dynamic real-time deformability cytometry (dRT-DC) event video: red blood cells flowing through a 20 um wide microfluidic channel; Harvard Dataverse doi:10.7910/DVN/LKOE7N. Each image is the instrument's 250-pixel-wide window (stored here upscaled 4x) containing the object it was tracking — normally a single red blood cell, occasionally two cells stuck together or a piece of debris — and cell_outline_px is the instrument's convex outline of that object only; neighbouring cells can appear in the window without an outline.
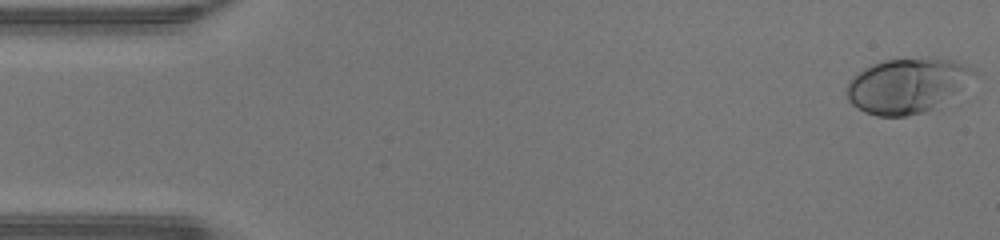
{"species": "human", "species_latin": "Homo sapiens", "temperature_condition": "warm", "stored_images_in_passage": 47, "camera_frame_rate_fps": 3000, "um_per_image_px": 0.085, "donor": {"sex": "male"}, "frame": {"image": 1, "passage_image": 1, "time_ms": 0.0, "image_size_px": [1000, 240], "cell_outline_px": [[976, 72], [940, 108], [928, 112], [904, 116], [876, 116], [864, 112], [852, 104], [848, 100], [848, 80], [864, 68], [872, 64], [884, 60], [928, 56], [948, 60], [960, 64]], "centroid_in_image_um": [77.06, 7.28], "position_along_channel_um": 7.9, "area_um2": 40.58}}
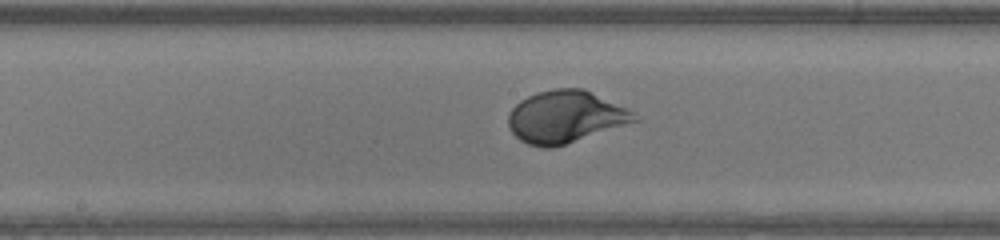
{"frame": {"image": 2, "passage_image": 24, "time_ms": 7.667, "image_size_px": [1000, 240], "cell_outline_px": [[640, 120], [552, 148], [544, 148], [528, 144], [520, 140], [512, 132], [508, 124], [508, 116], [512, 108], [520, 100], [536, 92], [552, 88], [584, 88], [628, 108]], "centroid_in_image_um": [48.05, 9.91], "position_along_channel_um": 200.2, "area_um2": 38.26}}
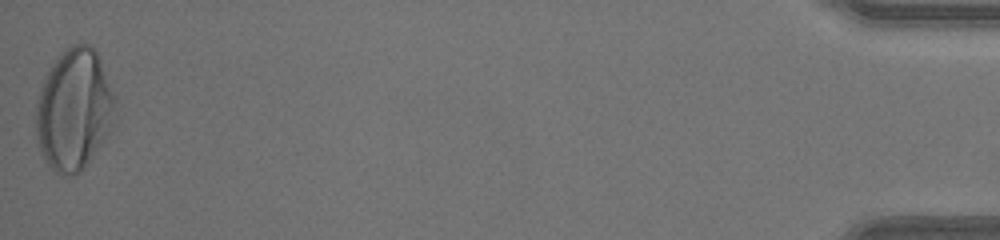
{"frame": {"image": 3, "passage_image": 47, "time_ms": 15.333, "image_size_px": [1000, 240], "cell_outline_px": [[116, 104], [112, 124], [100, 144], [80, 172], [56, 172], [48, 164], [40, 148], [36, 128], [36, 104], [44, 76], [60, 52], [72, 44], [88, 44], [100, 56], [116, 92]], "centroid_in_image_um": [6.32, 9.21], "position_along_channel_um": 428.9, "area_um2": 55.55}, "authors_computed_cell_mechanics": {"area_um2": 37.8012, "velocity_mm_per_s": 4.3622, "shape_relaxation_time_tau1_ms": 2.7429, "shape_relaxation_time_tau2_ms": null, "deformation_change_tau1": 0.2103, "deformation_change_tau2": null}}